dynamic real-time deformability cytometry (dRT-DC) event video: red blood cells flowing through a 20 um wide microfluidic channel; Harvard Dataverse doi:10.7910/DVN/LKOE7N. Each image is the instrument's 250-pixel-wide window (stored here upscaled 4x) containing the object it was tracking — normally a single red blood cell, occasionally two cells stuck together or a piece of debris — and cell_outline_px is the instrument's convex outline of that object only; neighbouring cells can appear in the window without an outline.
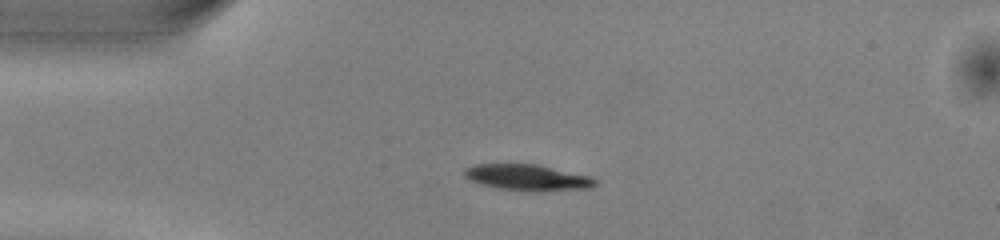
{"species": "common noctule bat (a hibernating species)", "species_latin": "Nyctalus noctula", "temperature_condition": "warm", "stored_images_in_passage": 41, "camera_frame_rate_fps": 3000, "um_per_image_px": 0.085, "animal": {"sex": "male", "body_mass_g": 13.0, "forearm_length_mm": 53.1}, "frame": {"image": 1, "passage_image": 2, "time_ms": 0.333, "image_size_px": [1000, 240], "cell_outline_px": [[596, 184], [588, 188], [540, 192], [536, 192], [500, 188], [480, 184], [464, 176], [464, 168], [476, 164], [536, 164], [588, 176], [596, 180]], "centroid_in_image_um": [44.81, 15.09], "position_along_channel_um": 40.2, "area_um2": 19.65}}
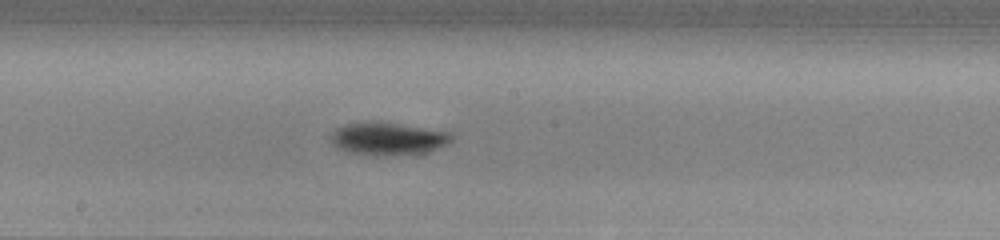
{"frame": {"image": 2, "passage_image": 17, "time_ms": 5.333, "image_size_px": [1000, 240], "cell_outline_px": [[456, 136], [448, 144], [440, 148], [428, 152], [388, 156], [372, 156], [348, 152], [336, 148], [332, 144], [332, 132], [336, 128], [344, 124], [368, 120], [376, 120], [452, 132]], "centroid_in_image_um": [32.99, 11.78], "position_along_channel_um": 215.2, "area_um2": 23.81}}
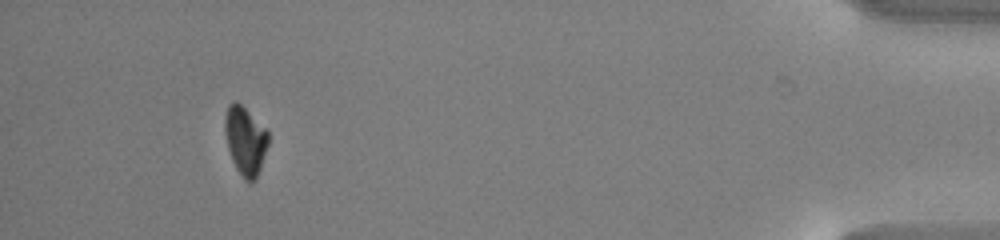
{"frame": {"image": 3, "passage_image": 37, "time_ms": 12.0, "image_size_px": [1000, 240], "cell_outline_px": [[268, 144], [256, 180], [244, 180], [236, 168], [232, 160], [228, 148], [224, 132], [224, 116], [228, 104], [232, 100], [236, 100], [268, 128]], "centroid_in_image_um": [20.84, 11.89], "position_along_channel_um": 414.4, "area_um2": 17.57}, "authors_computed_cell_mechanics": {"area_um2": 20.3456, "velocity_mm_per_s": 4.0395, "shape_relaxation_time_tau1_ms": 1.5369, "shape_relaxation_time_tau2_ms": null, "deformation_change_tau1": 0.1256, "deformation_change_tau2": null}}